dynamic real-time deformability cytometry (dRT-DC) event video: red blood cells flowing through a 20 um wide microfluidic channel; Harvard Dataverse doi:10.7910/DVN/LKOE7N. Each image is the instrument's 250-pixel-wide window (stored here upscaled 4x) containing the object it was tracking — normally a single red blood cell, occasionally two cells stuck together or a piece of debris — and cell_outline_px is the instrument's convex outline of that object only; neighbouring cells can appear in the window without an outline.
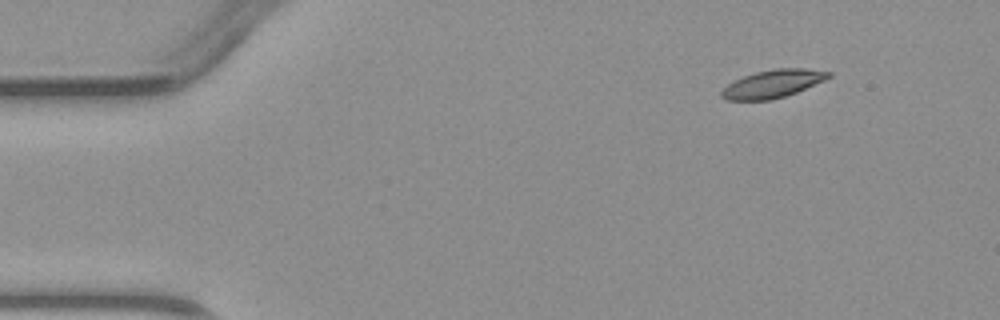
{"species": "common noctule bat (a hibernating species)", "species_latin": "Nyctalus noctula", "temperature_condition": "warm", "stored_images_in_passage": 2, "camera_frame_rate_fps": 3000, "um_per_image_px": 0.085, "animal": {"sex": "male", "body_mass_g": 23.1, "forearm_length_mm": 52.7}, "frame": {"image": 1, "passage_image": 2, "time_ms": 2.333, "image_size_px": [1000, 320], "cell_outline_px": [[832, 76], [824, 80], [796, 92], [772, 100], [724, 100], [720, 96], [720, 92], [728, 84], [744, 76], [756, 72], [776, 68], [804, 68], [832, 72]], "centroid_in_image_um": [65.68, 7.12], "position_along_channel_um": 19.3, "area_um2": 17.28}}